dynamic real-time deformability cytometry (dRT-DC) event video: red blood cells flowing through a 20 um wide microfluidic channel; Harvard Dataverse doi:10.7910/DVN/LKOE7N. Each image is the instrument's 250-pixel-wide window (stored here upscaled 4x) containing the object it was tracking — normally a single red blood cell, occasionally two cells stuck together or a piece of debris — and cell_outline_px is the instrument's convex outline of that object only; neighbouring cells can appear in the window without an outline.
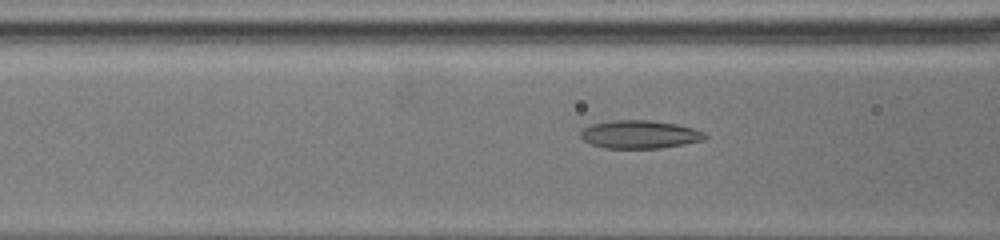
{"species": "common noctule bat (a hibernating species)", "species_latin": "Nyctalus noctula", "temperature_condition": "warm", "stored_images_in_passage": 40, "camera_frame_rate_fps": 3000, "um_per_image_px": 0.085, "animal": {"sex": "female", "body_mass_g": 19.5, "forearm_length_mm": 54.1}, "frame": {"image": 1, "passage_image": 11, "time_ms": 2.333, "image_size_px": [1000, 240], "cell_outline_px": [[708, 136], [704, 140], [684, 144], [660, 148], [604, 148], [592, 144], [584, 140], [580, 136], [580, 132], [584, 128], [592, 124], [612, 120], [652, 120], [676, 124], [692, 128], [704, 132]], "centroid_in_image_um": [54.38, 11.42], "position_along_channel_um": 112.2, "area_um2": 20.35}}
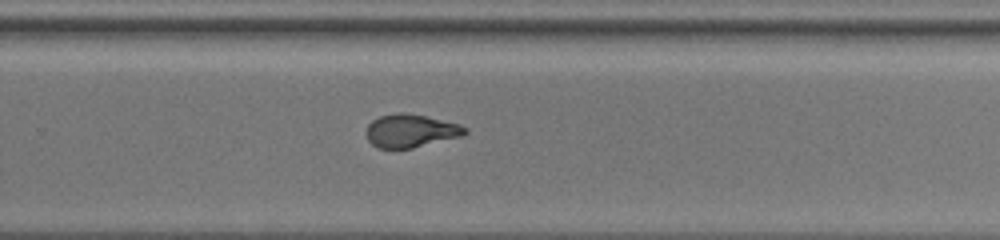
{"frame": {"image": 2, "passage_image": 27, "time_ms": 8.667, "image_size_px": [1000, 240], "cell_outline_px": [[468, 132], [460, 136], [412, 148], [376, 148], [368, 140], [364, 132], [368, 124], [372, 120], [380, 116], [396, 112], [404, 112], [424, 116], [460, 124], [468, 128]], "centroid_in_image_um": [34.86, 11.11], "position_along_channel_um": 294.9, "area_um2": 19.07}}
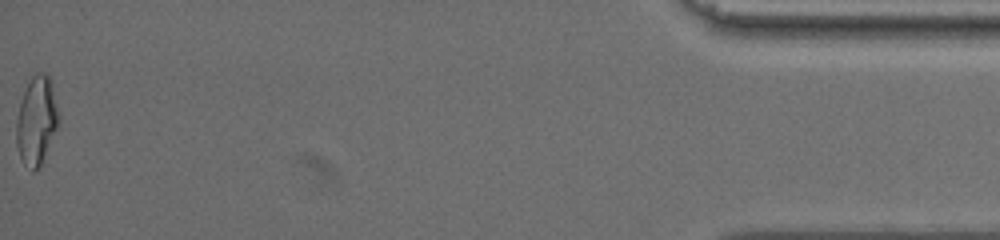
{"frame": {"image": 3, "passage_image": 40, "time_ms": 16.333, "image_size_px": [1000, 240], "cell_outline_px": [[60, 116], [56, 128], [40, 164], [32, 172], [24, 164], [20, 156], [16, 144], [16, 120], [20, 104], [24, 92], [32, 76], [36, 72], [44, 72], [52, 80]], "centroid_in_image_um": [3.11, 10.19], "position_along_channel_um": 432.1, "area_um2": 21.5}}